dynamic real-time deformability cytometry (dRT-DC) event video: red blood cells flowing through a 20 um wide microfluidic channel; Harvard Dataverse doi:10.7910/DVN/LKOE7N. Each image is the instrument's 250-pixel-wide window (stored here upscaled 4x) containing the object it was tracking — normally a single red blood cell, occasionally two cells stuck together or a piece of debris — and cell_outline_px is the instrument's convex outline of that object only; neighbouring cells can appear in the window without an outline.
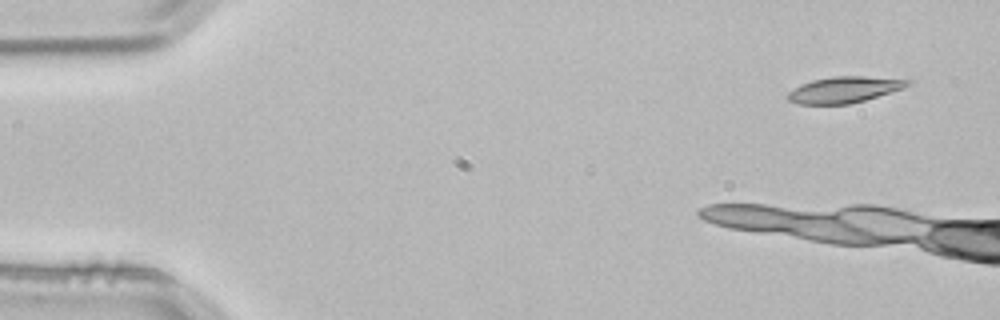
{"species": "common noctule bat (a hibernating species)", "species_latin": "Nyctalus noctula", "temperature_condition": "room temperature", "stored_images_in_passage": 4, "camera_frame_rate_fps": 3000, "um_per_image_px": 0.085, "animal": {"sex": "male", "body_mass_g": 21.5, "forearm_length_mm": 52.0}, "frame": {"image": 1, "passage_image": 1, "time_ms": 0.0, "image_size_px": [1000, 320], "cell_outline_px": [[912, 84], [904, 88], [864, 100], [848, 104], [800, 104], [788, 100], [788, 92], [800, 84], [812, 80], [832, 76], [864, 76], [912, 80]], "centroid_in_image_um": [71.77, 7.61], "position_along_channel_um": 13.2, "area_um2": 18.21}}